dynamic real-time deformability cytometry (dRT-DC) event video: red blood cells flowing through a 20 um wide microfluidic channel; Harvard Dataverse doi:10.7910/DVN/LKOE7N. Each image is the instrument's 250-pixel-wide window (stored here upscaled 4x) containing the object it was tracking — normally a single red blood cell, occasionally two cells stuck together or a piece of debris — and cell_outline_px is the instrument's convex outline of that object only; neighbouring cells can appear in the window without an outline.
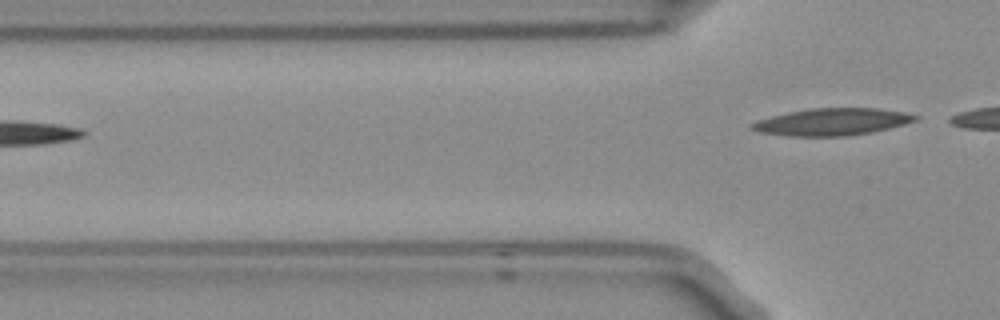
{"species": "Egyptian fruit bat (a non-hibernating species)", "species_latin": "Rousettus aegyptiacus", "temperature_condition": "room temperature", "stored_images_in_passage": 2, "camera_frame_rate_fps": 3000, "um_per_image_px": 0.085, "frame": {"image": 1, "passage_image": 2, "time_ms": 0.333, "image_size_px": [1000, 320], "cell_outline_px": [[920, 116], [916, 120], [904, 124], [872, 132], [844, 136], [788, 136], [760, 132], [748, 128], [748, 124], [756, 120], [788, 112], [808, 108], [876, 108], [904, 112]], "centroid_in_image_um": [70.67, 10.35], "position_along_channel_um": 55.1, "area_um2": 25.84}}